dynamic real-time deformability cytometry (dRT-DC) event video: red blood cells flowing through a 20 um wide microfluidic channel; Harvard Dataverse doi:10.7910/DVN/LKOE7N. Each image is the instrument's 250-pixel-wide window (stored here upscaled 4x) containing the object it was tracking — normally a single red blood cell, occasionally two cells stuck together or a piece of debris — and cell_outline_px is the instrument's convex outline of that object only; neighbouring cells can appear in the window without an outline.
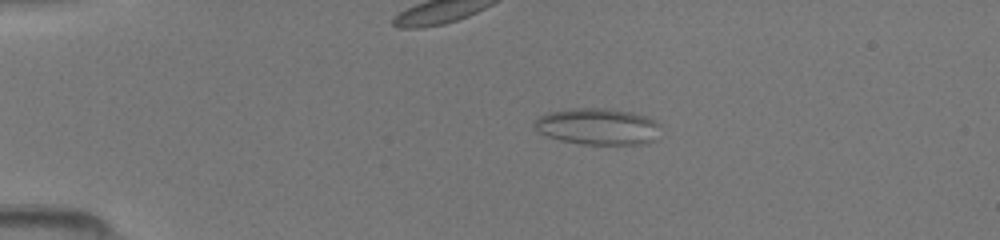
{"species": "common noctule bat (a hibernating species)", "species_latin": "Nyctalus noctula", "temperature_condition": "room temperature", "stored_images_in_passage": 48, "camera_frame_rate_fps": 3000, "um_per_image_px": 0.085, "animal": {"sex": "female", "body_mass_g": 19.5, "forearm_length_mm": 54.1}, "frame": {"image": 1, "passage_image": 10, "time_ms": 3.0, "image_size_px": [1000, 240], "cell_outline_px": [[660, 124], [652, 140], [640, 144], [580, 144], [548, 136], [540, 132], [536, 128], [536, 120], [540, 116], [548, 112], [572, 108], [604, 108], [628, 112], [644, 116]], "centroid_in_image_um": [50.77, 10.74], "position_along_channel_um": 34.2, "area_um2": 26.07}}
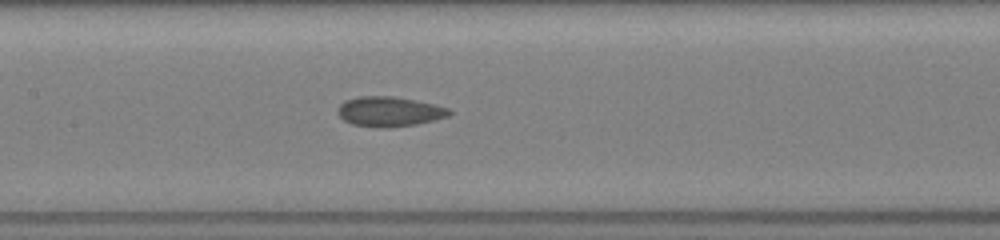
{"frame": {"image": 2, "passage_image": 24, "time_ms": 7.667, "image_size_px": [1000, 240], "cell_outline_px": [[452, 112], [448, 116], [416, 124], [384, 128], [352, 124], [344, 120], [336, 112], [340, 104], [344, 100], [360, 96], [392, 96], [432, 104], [448, 108]], "centroid_in_image_um": [33.04, 9.48], "position_along_channel_um": 174.4, "area_um2": 19.13}}
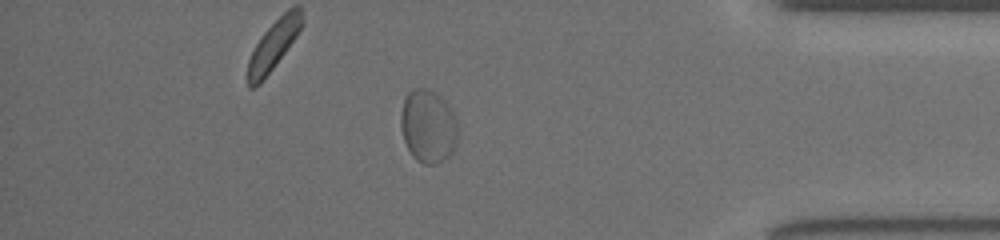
{"frame": {"image": 3, "passage_image": 42, "time_ms": 13.667, "image_size_px": [1000, 240], "cell_outline_px": [[460, 136], [452, 152], [448, 156], [432, 164], [424, 164], [416, 160], [412, 156], [404, 140], [400, 124], [400, 112], [404, 100], [408, 92], [412, 88], [424, 88], [440, 96], [448, 104], [456, 120]], "centroid_in_image_um": [36.39, 10.72], "position_along_channel_um": 398.8, "area_um2": 24.39}}